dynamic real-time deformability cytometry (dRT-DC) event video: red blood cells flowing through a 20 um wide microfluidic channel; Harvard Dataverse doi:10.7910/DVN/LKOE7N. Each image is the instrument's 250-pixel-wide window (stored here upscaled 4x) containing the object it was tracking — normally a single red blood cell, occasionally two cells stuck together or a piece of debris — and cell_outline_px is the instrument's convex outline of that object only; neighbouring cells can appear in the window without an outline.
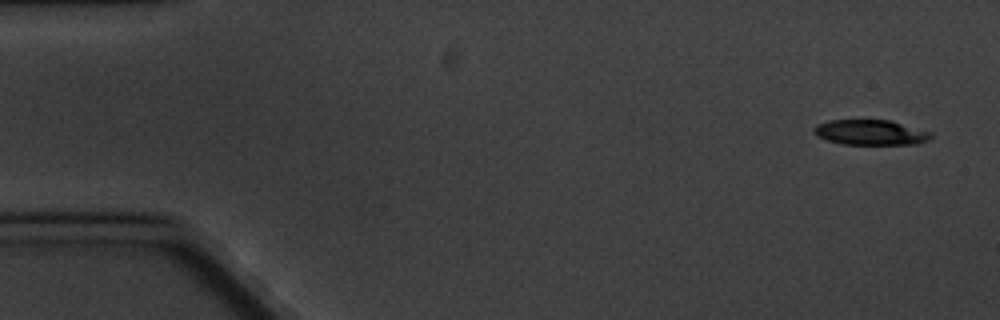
{"species": "common noctule bat (a hibernating species)", "species_latin": "Nyctalus noctula", "temperature_condition": "cold", "stored_images_in_passage": 5, "camera_frame_rate_fps": 3000, "um_per_image_px": 0.085, "animal": {"sex": "male", "body_mass_g": 20.1, "forearm_length_mm": 53.5}, "frame": {"image": 1, "passage_image": 1, "time_ms": 0.0, "image_size_px": [1000, 320], "cell_outline_px": [[932, 136], [928, 140], [916, 144], [844, 144], [828, 140], [816, 136], [812, 132], [812, 128], [816, 124], [828, 120], [888, 120], [932, 132]], "centroid_in_image_um": [73.95, 11.25], "position_along_channel_um": 11.1, "area_um2": 17.17}}
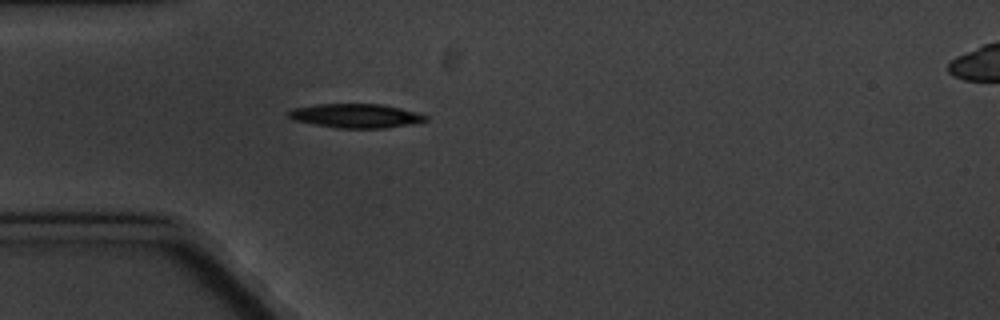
{"frame": {"image": 2, "passage_image": 5, "time_ms": 4.667, "image_size_px": [1000, 320], "cell_outline_px": [[428, 120], [412, 124], [384, 128], [336, 128], [296, 120], [288, 116], [284, 112], [292, 108], [316, 104], [380, 104], [400, 108], [416, 112], [428, 116]], "centroid_in_image_um": [30.23, 9.84], "position_along_channel_um": 54.8, "area_um2": 19.19}}